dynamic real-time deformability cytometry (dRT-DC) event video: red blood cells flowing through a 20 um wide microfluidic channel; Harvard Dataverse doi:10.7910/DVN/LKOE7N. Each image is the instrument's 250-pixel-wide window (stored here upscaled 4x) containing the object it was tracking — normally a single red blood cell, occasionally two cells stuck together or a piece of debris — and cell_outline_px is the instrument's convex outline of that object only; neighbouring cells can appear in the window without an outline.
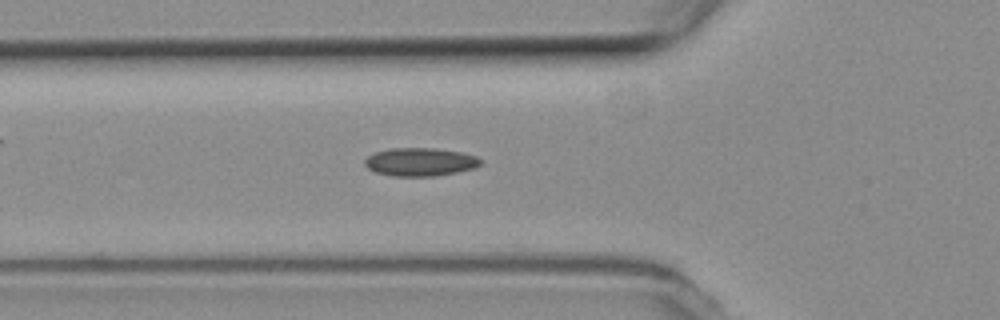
{"species": "common noctule bat (a hibernating species)", "species_latin": "Nyctalus noctula", "temperature_condition": "room temperature", "stored_images_in_passage": 54, "segment_of_instrument_passage": [1, 2], "camera_frame_rate_fps": 3000, "um_per_image_px": 0.085, "animal": {"sex": "female", "body_mass_g": 19.3, "forearm_length_mm": 54.1}, "frame": {"image": 1, "passage_image": 18, "time_ms": 5.667, "image_size_px": [1000, 320], "cell_outline_px": [[480, 164], [472, 168], [456, 172], [436, 176], [392, 176], [376, 172], [368, 168], [364, 164], [364, 160], [368, 156], [376, 152], [392, 148], [432, 148], [460, 152], [476, 156], [480, 160]], "centroid_in_image_um": [35.67, 13.76], "position_along_channel_um": 90.1, "area_um2": 18.79}}
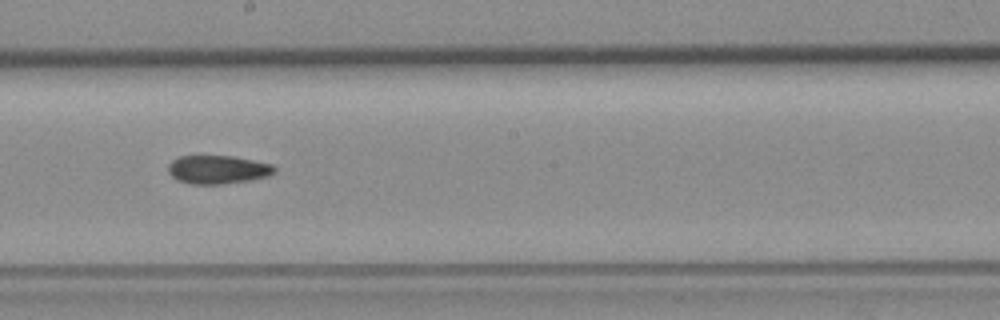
{"frame": {"image": 2, "passage_image": 29, "time_ms": 9.333, "image_size_px": [1000, 320], "cell_outline_px": [[276, 172], [268, 176], [252, 180], [220, 184], [192, 184], [176, 180], [168, 172], [168, 164], [172, 160], [180, 156], [232, 156], [272, 164], [276, 168]], "centroid_in_image_um": [18.51, 14.42], "position_along_channel_um": 229.7, "area_um2": 17.69}}
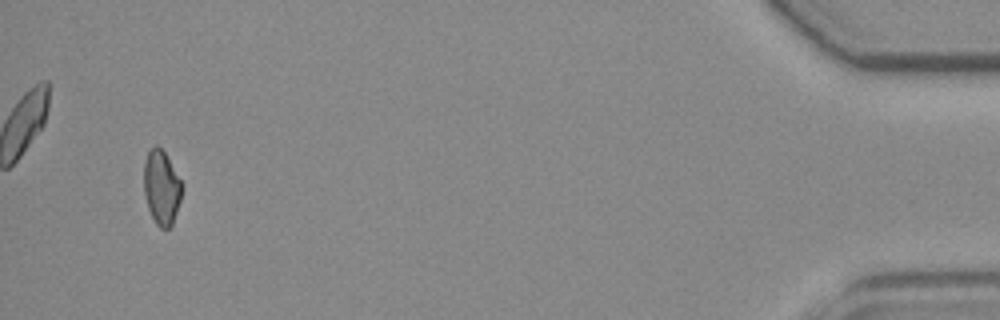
{"frame": {"image": 3, "passage_image": 51, "time_ms": 16.667, "image_size_px": [1000, 320], "cell_outline_px": [[180, 200], [172, 224], [168, 228], [160, 228], [156, 224], [148, 208], [144, 192], [144, 160], [148, 152], [156, 144], [164, 152], [180, 180]], "centroid_in_image_um": [13.69, 15.94], "position_along_channel_um": 421.5, "area_um2": 15.95}}